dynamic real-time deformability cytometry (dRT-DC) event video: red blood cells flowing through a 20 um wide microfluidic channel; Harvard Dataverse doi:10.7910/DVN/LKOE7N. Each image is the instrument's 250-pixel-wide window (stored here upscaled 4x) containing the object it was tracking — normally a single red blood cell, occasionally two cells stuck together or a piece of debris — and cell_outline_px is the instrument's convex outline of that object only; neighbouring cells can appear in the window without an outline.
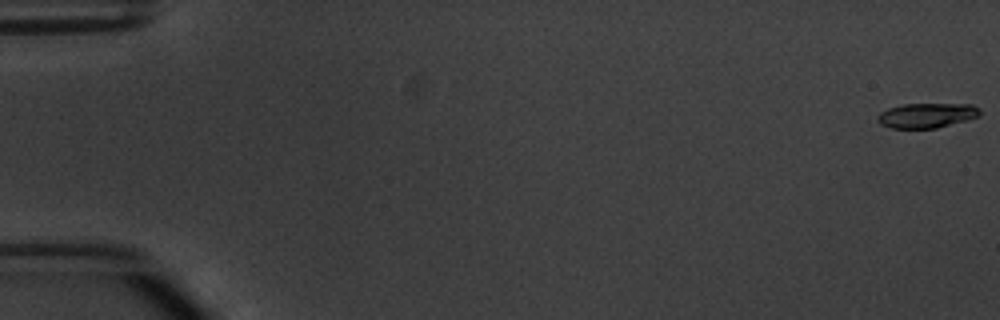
{"species": "common noctule bat (a hibernating species)", "species_latin": "Nyctalus noctula", "temperature_condition": "warm", "stored_images_in_passage": 5, "camera_frame_rate_fps": 3000, "um_per_image_px": 0.085, "animal": {"sex": "male", "body_mass_g": 20.1, "forearm_length_mm": 53.5}, "frame": {"image": 1, "passage_image": 1, "time_ms": 0.0, "image_size_px": [1000, 320], "cell_outline_px": [[980, 116], [968, 120], [936, 128], [892, 128], [880, 124], [876, 120], [876, 116], [880, 112], [888, 108], [904, 104], [972, 104], [980, 108]], "centroid_in_image_um": [78.77, 9.81], "position_along_channel_um": 6.2, "area_um2": 14.91}}
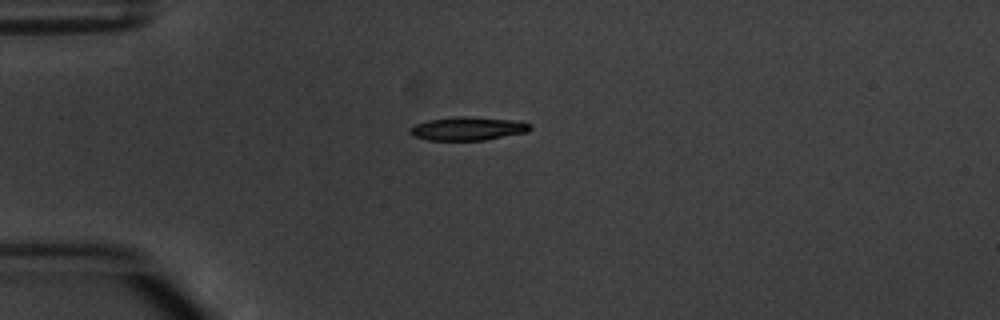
{"frame": {"image": 2, "passage_image": 5, "time_ms": 4.667, "image_size_px": [1000, 320], "cell_outline_px": [[532, 128], [528, 132], [484, 140], [428, 140], [412, 136], [408, 132], [416, 124], [428, 120], [460, 116], [468, 116], [520, 120], [532, 124]], "centroid_in_image_um": [39.83, 10.92], "position_along_channel_um": 45.2, "area_um2": 16.59}}